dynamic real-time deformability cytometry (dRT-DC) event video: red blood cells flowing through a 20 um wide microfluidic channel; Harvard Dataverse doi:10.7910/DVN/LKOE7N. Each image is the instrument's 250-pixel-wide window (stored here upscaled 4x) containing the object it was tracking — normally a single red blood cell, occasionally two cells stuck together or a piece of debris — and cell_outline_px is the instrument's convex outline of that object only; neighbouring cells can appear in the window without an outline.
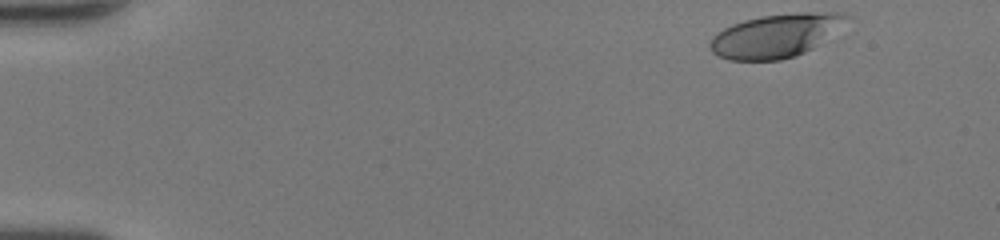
{"species": "human", "species_latin": "Homo sapiens", "temperature_condition": "room temperature", "stored_images_in_passage": 45, "camera_frame_rate_fps": 3000, "um_per_image_px": 0.085, "donor": {"sex": "female"}, "frame": {"image": 1, "passage_image": 1, "time_ms": 0.0, "image_size_px": [1000, 240], "cell_outline_px": [[852, 16], [812, 48], [796, 56], [780, 60], [728, 60], [712, 52], [708, 44], [712, 36], [716, 32], [732, 24], [744, 20], [764, 16], [800, 12], [844, 12]], "centroid_in_image_um": [65.89, 3.03], "position_along_channel_um": 19.1, "area_um2": 34.22}}
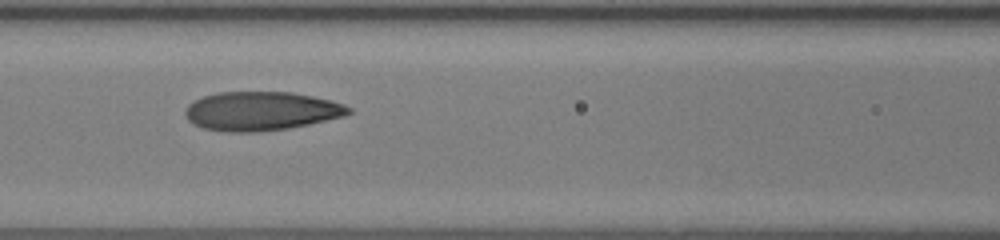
{"frame": {"image": 2, "passage_image": 19, "time_ms": 6.0, "image_size_px": [1000, 240], "cell_outline_px": [[352, 112], [344, 116], [308, 124], [288, 128], [256, 132], [224, 132], [204, 128], [192, 124], [188, 120], [184, 112], [184, 108], [192, 100], [216, 92], [292, 92], [312, 96], [344, 104], [352, 108]], "centroid_in_image_um": [22.15, 9.44], "position_along_channel_um": 144.5, "area_um2": 37.17}}
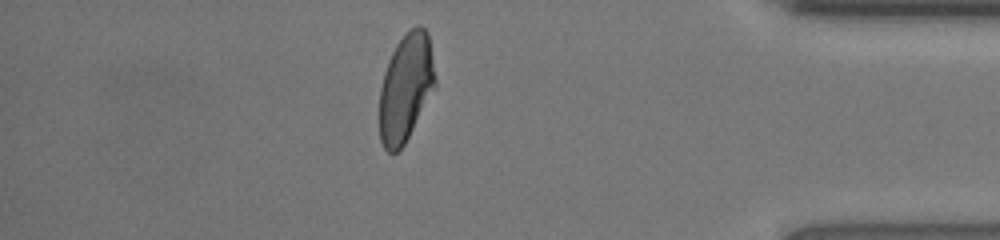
{"frame": {"image": 3, "passage_image": 39, "time_ms": 12.667, "image_size_px": [1000, 240], "cell_outline_px": [[436, 88], [404, 144], [396, 152], [388, 152], [384, 148], [380, 140], [380, 88], [384, 72], [388, 60], [396, 44], [416, 24], [420, 24], [428, 32], [436, 80]], "centroid_in_image_um": [34.5, 7.45], "position_along_channel_um": 400.7, "area_um2": 34.97}, "authors_computed_cell_mechanics": {"area_um2": 35.836, "velocity_mm_per_s": 4.3228, "shape_relaxation_time_tau1_ms": 5.7152, "shape_relaxation_time_tau2_ms": 1.0133, "deformation_change_tau1": 0.2268, "deformation_change_tau2": 0.0693}}